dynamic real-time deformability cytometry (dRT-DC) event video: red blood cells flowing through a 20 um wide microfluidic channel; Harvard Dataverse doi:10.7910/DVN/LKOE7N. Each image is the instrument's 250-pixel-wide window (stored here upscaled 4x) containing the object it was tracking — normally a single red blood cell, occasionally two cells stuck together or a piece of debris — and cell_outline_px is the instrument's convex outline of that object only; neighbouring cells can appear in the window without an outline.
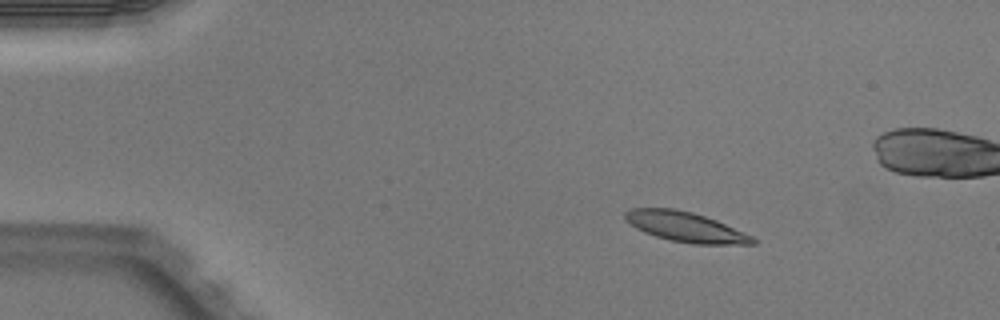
{"species": "Egyptian fruit bat (a non-hibernating species)", "species_latin": "Rousettus aegyptiacus", "temperature_condition": "warm", "stored_images_in_passage": 6, "camera_frame_rate_fps": 3000, "um_per_image_px": 0.085, "animal": {"sex": "male"}, "frame": {"image": 1, "passage_image": 3, "time_ms": 0.667, "image_size_px": [1000, 320], "cell_outline_px": [[756, 244], [692, 244], [668, 240], [644, 232], [636, 228], [624, 220], [624, 212], [632, 208], [672, 208], [692, 212], [716, 220], [752, 236], [756, 240]], "centroid_in_image_um": [58.23, 19.29], "position_along_channel_um": 26.8, "area_um2": 22.2}}